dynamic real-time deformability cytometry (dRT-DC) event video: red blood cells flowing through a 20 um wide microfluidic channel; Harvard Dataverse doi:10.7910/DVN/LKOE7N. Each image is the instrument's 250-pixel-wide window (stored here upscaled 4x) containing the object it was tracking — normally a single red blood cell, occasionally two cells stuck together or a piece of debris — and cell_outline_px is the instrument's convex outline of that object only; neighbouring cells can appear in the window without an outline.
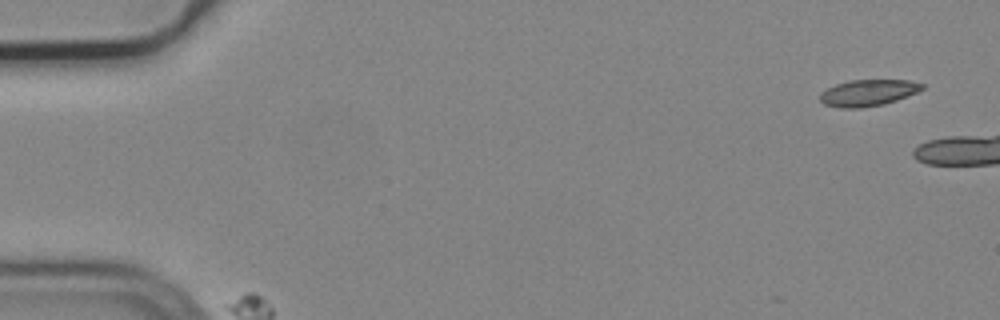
{"species": "common noctule bat (a hibernating species)", "species_latin": "Nyctalus noctula", "temperature_condition": "cold", "stored_images_in_passage": 9, "camera_frame_rate_fps": 3000, "um_per_image_px": 0.085, "animal": {"sex": "male", "body_mass_g": 19.2, "forearm_length_mm": 51.8}, "frame": {"image": 1, "passage_image": 1, "time_ms": 0.0, "image_size_px": [1000, 320], "cell_outline_px": [[924, 88], [916, 92], [896, 100], [884, 104], [860, 108], [840, 108], [824, 104], [820, 100], [820, 92], [836, 84], [848, 80], [908, 80], [924, 84]], "centroid_in_image_um": [73.76, 7.88], "position_along_channel_um": 11.2, "area_um2": 15.66}}